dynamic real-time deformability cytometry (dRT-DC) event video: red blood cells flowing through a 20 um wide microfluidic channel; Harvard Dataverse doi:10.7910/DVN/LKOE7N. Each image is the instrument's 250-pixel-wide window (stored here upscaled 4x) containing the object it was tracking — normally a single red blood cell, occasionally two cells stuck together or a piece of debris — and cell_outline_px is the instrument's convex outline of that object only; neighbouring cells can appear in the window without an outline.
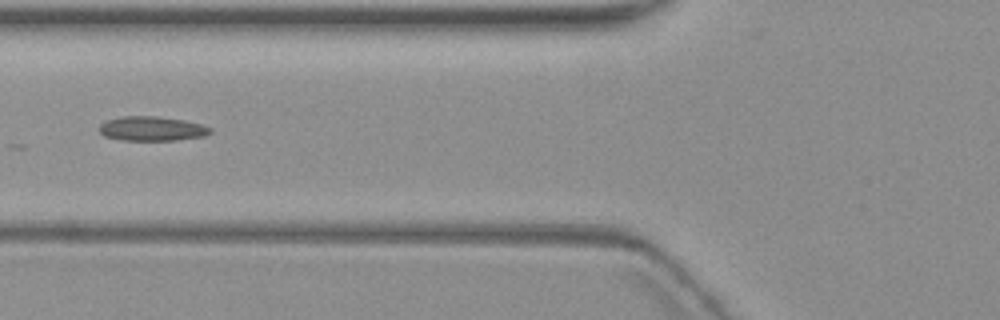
{"species": "common noctule bat (a hibernating species)", "species_latin": "Nyctalus noctula", "temperature_condition": "warm", "stored_images_in_passage": 7, "camera_frame_rate_fps": 3000, "um_per_image_px": 0.085, "animal": {"sex": "female", "body_mass_g": 19.3, "forearm_length_mm": 54.1}, "frame": {"image": 1, "passage_image": 7, "time_ms": 7.0, "image_size_px": [1000, 320], "cell_outline_px": [[212, 132], [204, 136], [176, 140], [124, 140], [104, 136], [100, 132], [100, 124], [108, 120], [124, 116], [156, 116], [184, 120], [200, 124], [212, 128]], "centroid_in_image_um": [12.93, 10.93], "position_along_channel_um": 112.9, "area_um2": 15.66}}